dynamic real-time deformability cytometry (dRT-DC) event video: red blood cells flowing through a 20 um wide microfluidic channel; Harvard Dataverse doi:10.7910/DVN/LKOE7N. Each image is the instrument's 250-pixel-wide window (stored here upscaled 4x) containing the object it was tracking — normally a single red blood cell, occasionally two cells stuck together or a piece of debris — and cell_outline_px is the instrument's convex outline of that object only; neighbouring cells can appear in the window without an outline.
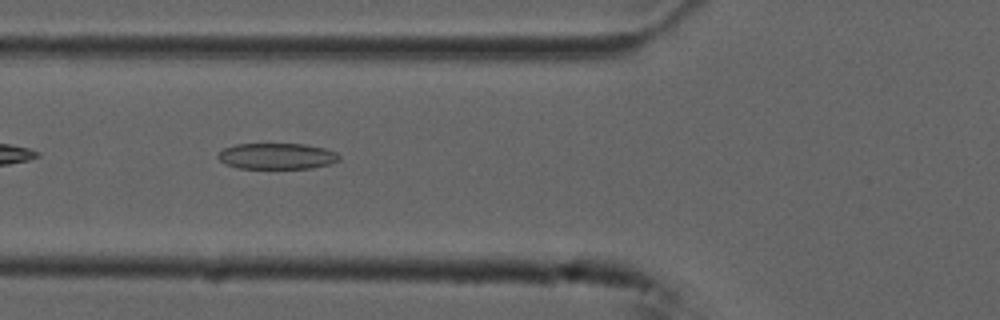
{"species": "common noctule bat (a hibernating species)", "species_latin": "Nyctalus noctula", "temperature_condition": "cold", "stored_images_in_passage": 35, "camera_frame_rate_fps": 3000, "um_per_image_px": 0.085, "animal": {"sex": "male", "forearm_length_mm": 52.5}, "frame": {"image": 1, "passage_image": 5, "time_ms": 1.333, "image_size_px": [1000, 320], "cell_outline_px": [[340, 160], [332, 164], [312, 168], [240, 168], [224, 164], [216, 156], [224, 148], [236, 144], [304, 144], [324, 148], [336, 152], [340, 156]], "centroid_in_image_um": [23.56, 13.27], "position_along_channel_um": 102.2, "area_um2": 18.44}}
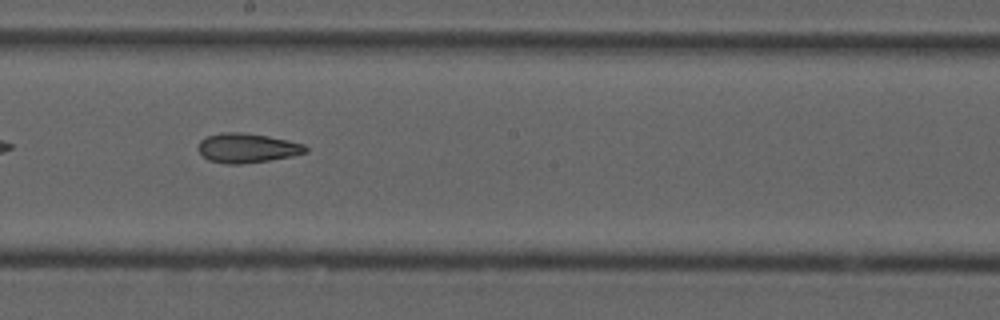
{"frame": {"image": 2, "passage_image": 15, "time_ms": 4.667, "image_size_px": [1000, 320], "cell_outline_px": [[308, 152], [292, 156], [244, 164], [228, 164], [208, 160], [196, 148], [200, 140], [208, 136], [220, 132], [240, 132], [268, 136], [288, 140], [304, 144], [308, 148]], "centroid_in_image_um": [21.0, 12.58], "position_along_channel_um": 227.2, "area_um2": 18.5}}
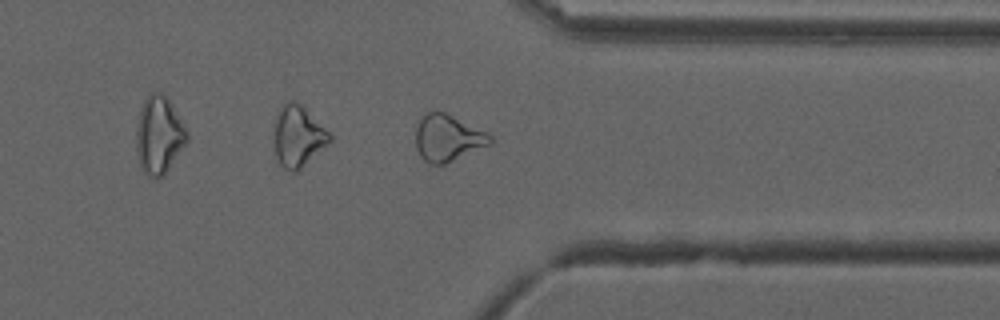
{"frame": {"image": 3, "passage_image": 27, "time_ms": 8.667, "image_size_px": [1000, 320], "cell_outline_px": [[492, 144], [444, 164], [428, 164], [420, 156], [416, 148], [416, 128], [420, 120], [428, 112], [444, 112], [488, 132], [492, 136]], "centroid_in_image_um": [38.08, 11.75], "position_along_channel_um": 373.3, "area_um2": 20.11}}